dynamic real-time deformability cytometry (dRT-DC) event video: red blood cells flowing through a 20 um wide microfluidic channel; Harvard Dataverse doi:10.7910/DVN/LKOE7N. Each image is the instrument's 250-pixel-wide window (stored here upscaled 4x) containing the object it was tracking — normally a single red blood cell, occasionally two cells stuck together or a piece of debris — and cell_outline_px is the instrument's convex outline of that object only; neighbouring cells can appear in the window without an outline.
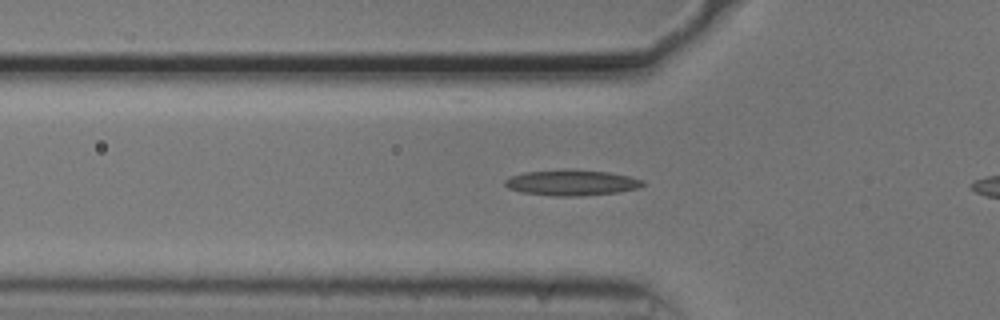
{"species": "common noctule bat (a hibernating species)", "species_latin": "Nyctalus noctula", "temperature_condition": "cold", "stored_images_in_passage": 46, "camera_frame_rate_fps": 3000, "um_per_image_px": 0.085, "animal": {"sex": "male", "body_mass_g": 20.5, "forearm_length_mm": 52.5}, "frame": {"image": 1, "passage_image": 17, "time_ms": 5.333, "image_size_px": [1000, 320], "cell_outline_px": [[644, 184], [640, 188], [616, 192], [580, 196], [552, 196], [520, 192], [508, 188], [504, 184], [504, 180], [508, 176], [524, 172], [564, 168], [608, 172], [628, 176], [644, 180]], "centroid_in_image_um": [48.53, 15.51], "position_along_channel_um": 77.3, "area_um2": 20.98}}
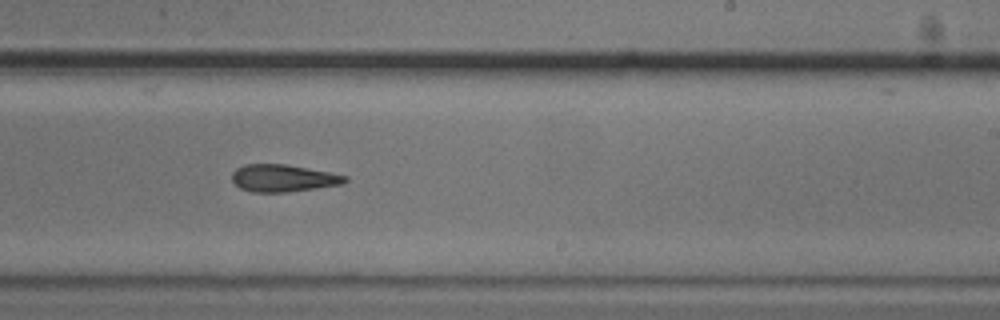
{"frame": {"image": 2, "passage_image": 32, "time_ms": 10.333, "image_size_px": [1000, 320], "cell_outline_px": [[348, 180], [344, 184], [288, 192], [252, 192], [240, 188], [232, 180], [232, 172], [236, 168], [244, 164], [284, 164], [328, 172], [348, 176]], "centroid_in_image_um": [24.06, 15.14], "position_along_channel_um": 264.9, "area_um2": 17.92}}
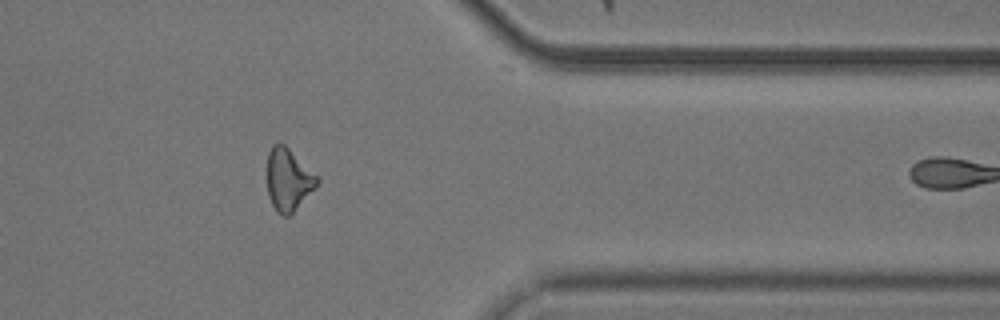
{"frame": {"image": 3, "passage_image": 43, "time_ms": 14.0, "image_size_px": [1000, 320], "cell_outline_px": [[320, 180], [316, 188], [288, 216], [284, 216], [276, 212], [268, 196], [268, 152], [272, 144], [284, 144], [320, 176]], "centroid_in_image_um": [24.54, 15.26], "position_along_channel_um": 386.9, "area_um2": 18.21}, "authors_computed_cell_mechanics": {"area_um2": 18.496, "velocity_mm_per_s": 3.7308, "shape_relaxation_time_tau1_ms": null, "shape_relaxation_time_tau2_ms": 6.5617, "deformation_change_tau1": null, "deformation_change_tau2": 0.1742}}